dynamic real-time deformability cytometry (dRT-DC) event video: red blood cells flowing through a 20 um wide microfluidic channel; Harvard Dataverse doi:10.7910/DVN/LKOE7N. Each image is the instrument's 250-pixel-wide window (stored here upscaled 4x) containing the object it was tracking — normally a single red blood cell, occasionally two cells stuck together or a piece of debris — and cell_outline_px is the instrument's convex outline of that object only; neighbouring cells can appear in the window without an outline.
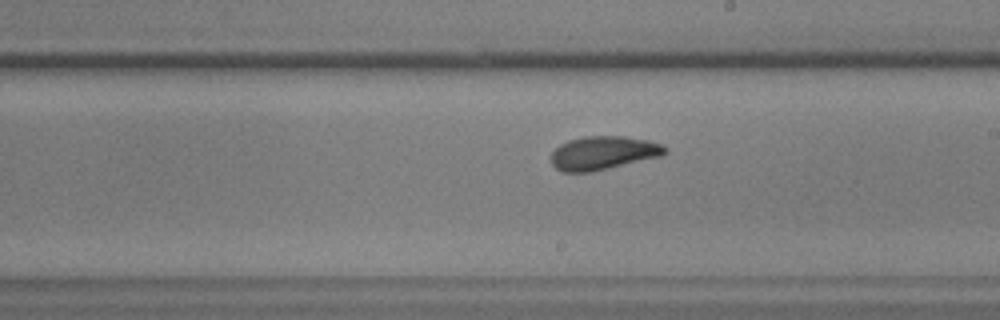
{"species": "common noctule bat (a hibernating species)", "species_latin": "Nyctalus noctula", "temperature_condition": "warm", "stored_images_in_passage": 29, "camera_frame_rate_fps": 3000, "um_per_image_px": 0.085, "animal": {"sex": "male", "body_mass_g": 17.9, "forearm_length_mm": 54.2}, "frame": {"image": 1, "passage_image": 13, "time_ms": 4.0, "image_size_px": [1000, 320], "cell_outline_px": [[668, 152], [660, 156], [592, 172], [560, 172], [552, 164], [552, 152], [560, 144], [568, 140], [584, 136], [624, 136], [648, 140], [660, 144], [668, 148]], "centroid_in_image_um": [51.26, 13.0], "position_along_channel_um": 237.7, "area_um2": 22.25}}
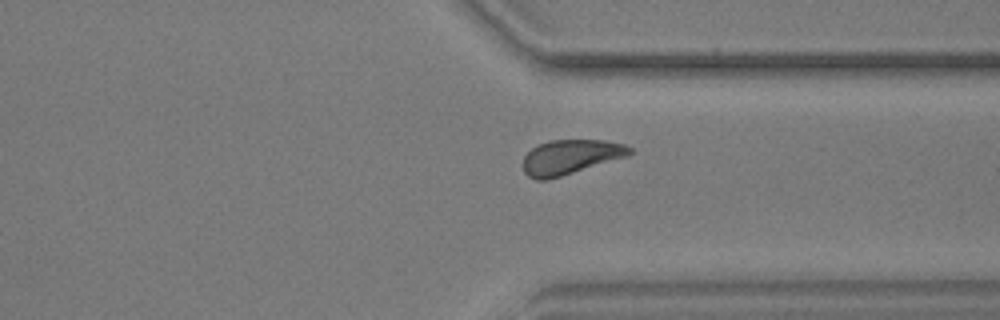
{"frame": {"image": 2, "passage_image": 22, "time_ms": 7.0, "image_size_px": [1000, 320], "cell_outline_px": [[632, 152], [628, 156], [548, 180], [536, 180], [528, 176], [524, 172], [524, 156], [532, 148], [548, 140], [604, 140], [624, 144], [632, 148]], "centroid_in_image_um": [48.49, 13.34], "position_along_channel_um": 362.9, "area_um2": 21.44}}
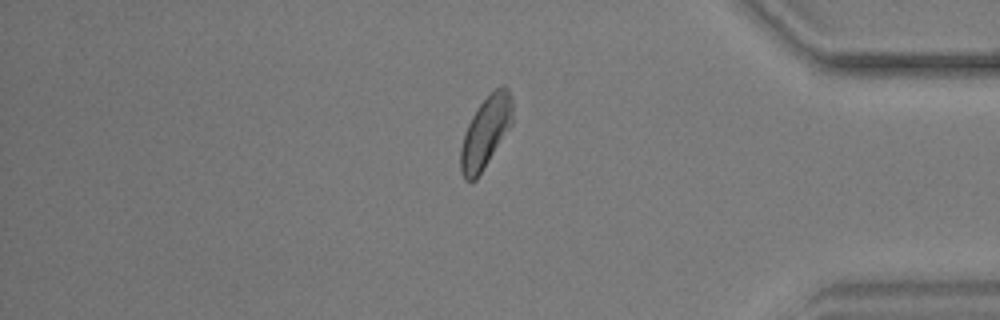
{"frame": {"image": 3, "passage_image": 26, "time_ms": 8.333, "image_size_px": [1000, 320], "cell_outline_px": [[512, 124], [484, 168], [476, 180], [464, 180], [460, 172], [460, 148], [468, 124], [472, 116], [480, 104], [500, 84], [504, 84], [508, 88], [512, 96]], "centroid_in_image_um": [41.28, 11.23], "position_along_channel_um": 393.9, "area_um2": 21.44}}